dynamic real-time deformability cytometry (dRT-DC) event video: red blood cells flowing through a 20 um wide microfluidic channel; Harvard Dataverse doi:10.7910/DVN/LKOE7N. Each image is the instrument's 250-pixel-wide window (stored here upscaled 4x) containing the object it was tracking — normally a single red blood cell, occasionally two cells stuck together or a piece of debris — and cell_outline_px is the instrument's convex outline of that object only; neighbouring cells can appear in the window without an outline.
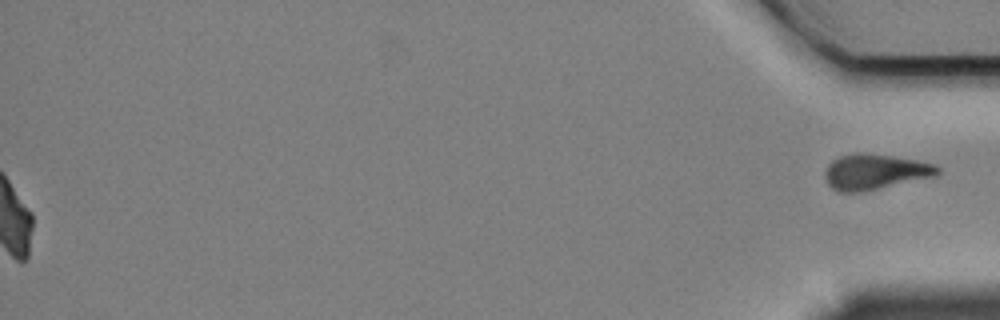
{"species": "Egyptian fruit bat (a non-hibernating species)", "species_latin": "Rousettus aegyptiacus", "temperature_condition": "cold", "stored_images_in_passage": 58, "segment_of_instrument_passage": [2, 2], "camera_frame_rate_fps": 3000, "um_per_image_px": 0.085, "animal": {"sex": "female"}, "frame": {"image": 1, "passage_image": 58, "time_ms": 19.0, "image_size_px": [1000, 320], "cell_outline_px": [[940, 172], [932, 176], [876, 188], [856, 192], [840, 192], [832, 188], [828, 184], [824, 172], [828, 164], [832, 160], [840, 156], [856, 152], [860, 152], [892, 156], [916, 160], [932, 164], [940, 168]], "centroid_in_image_um": [74.3, 14.58], "position_along_channel_um": 360.9, "area_um2": 22.66}}